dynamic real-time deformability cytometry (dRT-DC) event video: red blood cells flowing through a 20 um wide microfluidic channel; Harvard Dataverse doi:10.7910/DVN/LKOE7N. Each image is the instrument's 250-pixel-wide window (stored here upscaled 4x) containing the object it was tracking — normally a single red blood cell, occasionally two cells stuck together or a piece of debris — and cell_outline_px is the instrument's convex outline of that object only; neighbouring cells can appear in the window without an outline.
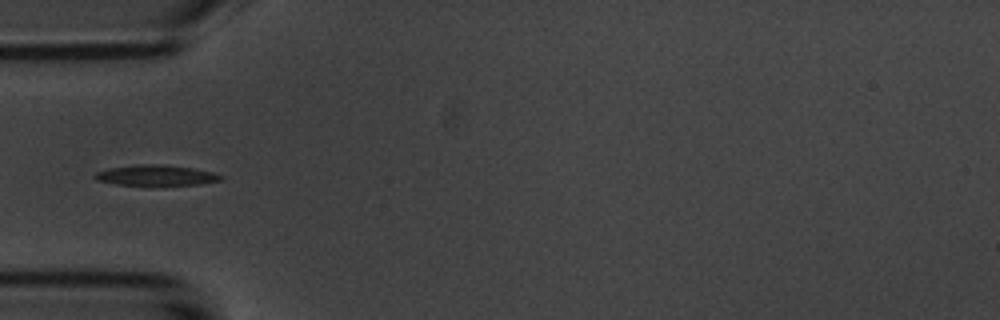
{"species": "common noctule bat (a hibernating species)", "species_latin": "Nyctalus noctula", "temperature_condition": "room temperature", "stored_images_in_passage": 38, "camera_frame_rate_fps": 3000, "um_per_image_px": 0.085, "animal": {"sex": "male", "body_mass_g": 20.1, "forearm_length_mm": 53.5}, "frame": {"image": 1, "passage_image": 1, "time_ms": 0.0, "image_size_px": [1000, 320], "cell_outline_px": [[224, 180], [200, 184], [156, 188], [152, 188], [116, 184], [96, 180], [92, 176], [96, 172], [108, 168], [136, 164], [164, 164], [192, 168], [212, 172], [224, 176]], "centroid_in_image_um": [13.26, 14.95], "position_along_channel_um": 71.7, "area_um2": 16.18}}
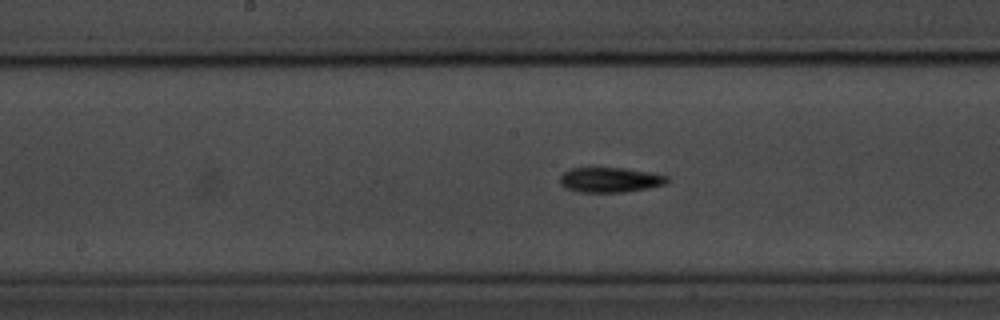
{"frame": {"image": 2, "passage_image": 11, "time_ms": 3.333, "image_size_px": [1000, 320], "cell_outline_px": [[668, 180], [664, 184], [648, 188], [624, 192], [576, 192], [564, 188], [560, 184], [560, 176], [568, 168], [624, 168], [648, 172], [668, 176]], "centroid_in_image_um": [51.79, 15.29], "position_along_channel_um": 196.4, "area_um2": 15.61}}
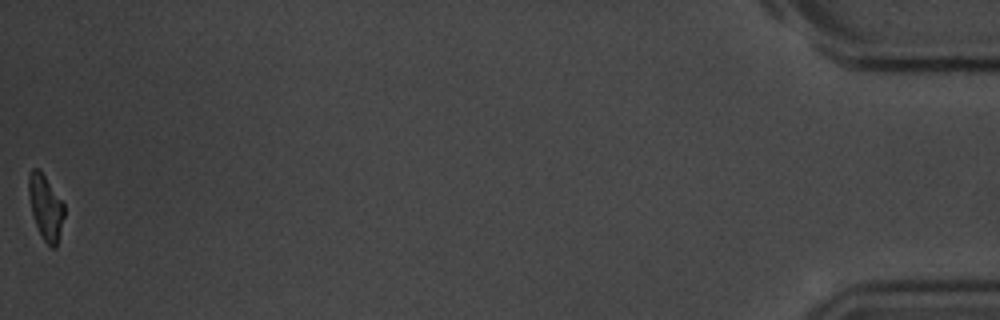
{"frame": {"image": 3, "passage_image": 38, "time_ms": 12.333, "image_size_px": [1000, 320], "cell_outline_px": [[64, 216], [56, 248], [52, 248], [44, 240], [36, 224], [32, 212], [28, 192], [28, 176], [32, 168], [36, 168], [44, 176], [64, 204]], "centroid_in_image_um": [3.87, 17.63], "position_along_channel_um": 431.3, "area_um2": 13.01}}